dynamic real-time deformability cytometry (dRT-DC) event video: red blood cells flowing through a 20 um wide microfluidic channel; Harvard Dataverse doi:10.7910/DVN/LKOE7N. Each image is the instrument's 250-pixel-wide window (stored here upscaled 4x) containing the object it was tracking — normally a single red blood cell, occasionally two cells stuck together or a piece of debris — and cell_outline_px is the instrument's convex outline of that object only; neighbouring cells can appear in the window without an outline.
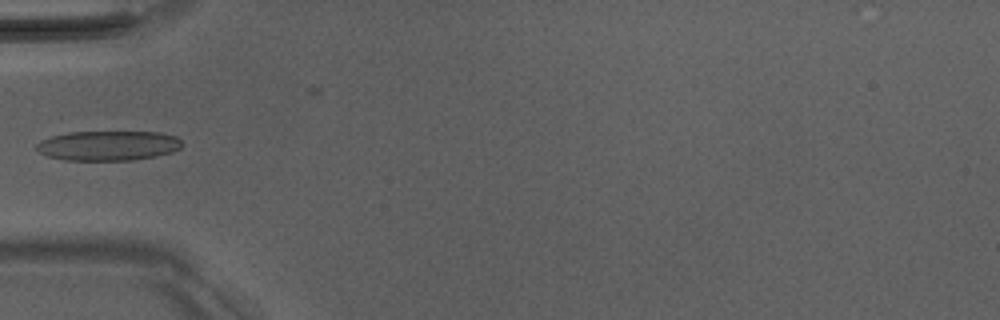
{"species": "Egyptian fruit bat (a non-hibernating species)", "species_latin": "Rousettus aegyptiacus", "temperature_condition": "room temperature", "stored_images_in_passage": 5, "camera_frame_rate_fps": 3000, "um_per_image_px": 0.085, "animal": {"sex": "male"}, "frame": {"image": 1, "passage_image": 4, "time_ms": 3.333, "image_size_px": [1000, 320], "cell_outline_px": [[184, 144], [180, 148], [172, 152], [156, 156], [132, 160], [64, 160], [48, 156], [40, 152], [36, 148], [36, 144], [40, 140], [52, 136], [68, 132], [160, 132], [176, 136]], "centroid_in_image_um": [9.21, 12.37], "position_along_channel_um": 75.8, "area_um2": 25.32}}